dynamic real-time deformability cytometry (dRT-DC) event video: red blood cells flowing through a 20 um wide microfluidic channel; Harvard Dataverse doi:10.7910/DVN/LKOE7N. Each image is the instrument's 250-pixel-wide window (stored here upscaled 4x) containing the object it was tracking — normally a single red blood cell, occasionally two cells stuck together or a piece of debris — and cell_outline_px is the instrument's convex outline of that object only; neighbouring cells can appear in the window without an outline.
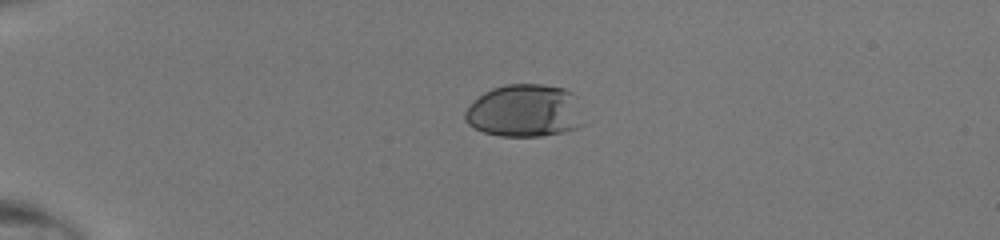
{"species": "human", "species_latin": "Homo sapiens", "temperature_condition": "room temperature", "stored_images_in_passage": 36, "camera_frame_rate_fps": 3000, "um_per_image_px": 0.085, "donor": {"sex": "male"}, "frame": {"image": 1, "passage_image": 1, "time_ms": 0.0, "image_size_px": [1000, 240], "cell_outline_px": [[576, 128], [560, 132], [540, 136], [500, 136], [484, 132], [468, 124], [464, 116], [464, 112], [484, 92], [492, 88], [508, 84], [540, 84], [564, 88], [572, 92], [576, 96]], "centroid_in_image_um": [44.5, 9.4], "position_along_channel_um": 40.5, "area_um2": 35.32}}
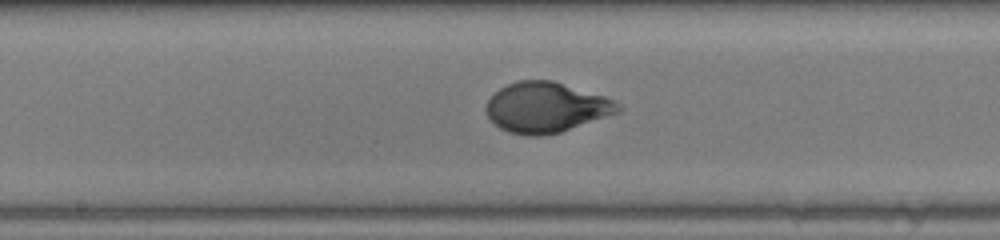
{"frame": {"image": 2, "passage_image": 16, "time_ms": 5.0, "image_size_px": [1000, 240], "cell_outline_px": [[624, 108], [620, 112], [560, 132], [540, 136], [528, 136], [508, 132], [500, 128], [488, 116], [484, 108], [488, 100], [500, 88], [516, 80], [552, 80], [604, 96], [620, 104]], "centroid_in_image_um": [46.42, 9.13], "position_along_channel_um": 201.8, "area_um2": 38.55}}
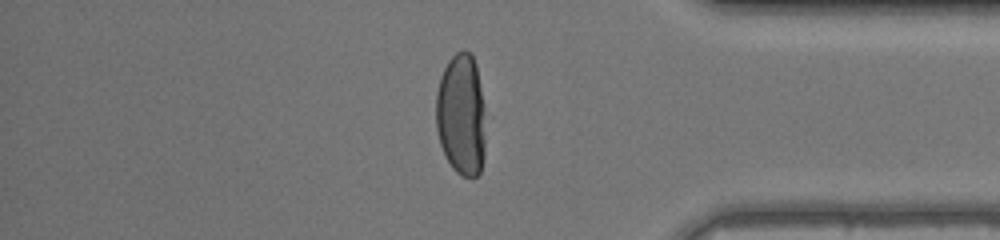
{"frame": {"image": 3, "passage_image": 30, "time_ms": 9.667, "image_size_px": [1000, 240], "cell_outline_px": [[484, 156], [480, 172], [472, 180], [456, 172], [452, 168], [440, 144], [436, 128], [436, 92], [440, 76], [448, 60], [456, 52], [464, 48], [472, 52], [476, 64], [484, 104]], "centroid_in_image_um": [39.2, 9.73], "position_along_channel_um": 396.0, "area_um2": 35.72}}